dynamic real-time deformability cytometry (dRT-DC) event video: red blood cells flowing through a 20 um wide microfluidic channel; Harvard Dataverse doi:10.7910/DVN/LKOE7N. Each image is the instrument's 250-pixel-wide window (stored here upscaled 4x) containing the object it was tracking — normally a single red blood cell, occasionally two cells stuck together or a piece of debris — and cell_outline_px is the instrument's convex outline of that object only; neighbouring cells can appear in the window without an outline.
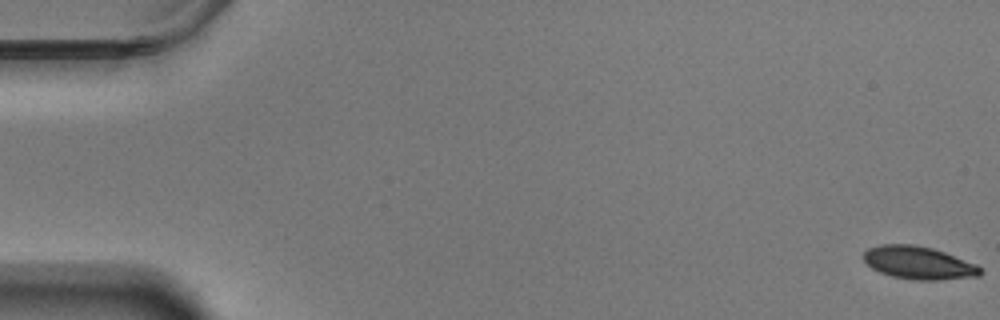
{"species": "Egyptian fruit bat (a non-hibernating species)", "species_latin": "Rousettus aegyptiacus", "temperature_condition": "warm", "stored_images_in_passage": 59, "camera_frame_rate_fps": 3000, "um_per_image_px": 0.085, "animal": {"sex": "male"}, "frame": {"image": 1, "passage_image": 1, "time_ms": 0.0, "image_size_px": [1000, 320], "cell_outline_px": [[984, 272], [980, 276], [940, 280], [912, 280], [892, 276], [880, 272], [872, 268], [864, 260], [864, 252], [868, 248], [880, 244], [916, 244], [932, 248], [944, 252], [976, 264]], "centroid_in_image_um": [78.09, 22.34], "position_along_channel_um": 6.9, "area_um2": 22.43}}
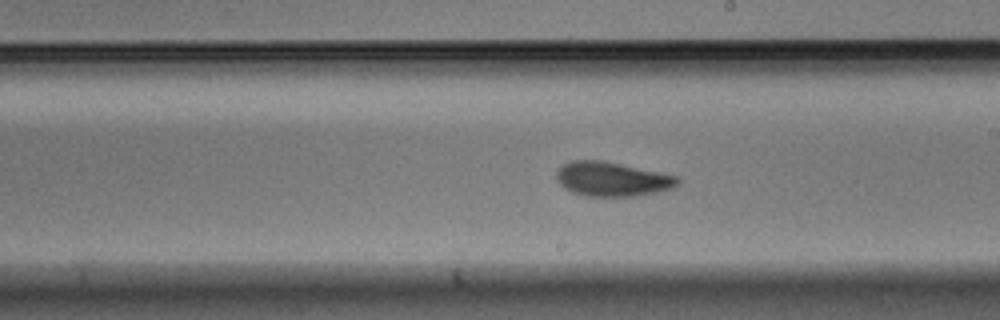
{"frame": {"image": 2, "passage_image": 34, "time_ms": 11.0, "image_size_px": [1000, 320], "cell_outline_px": [[680, 184], [672, 188], [660, 192], [636, 196], [588, 196], [572, 192], [560, 184], [556, 180], [556, 172], [564, 164], [572, 160], [600, 160], [620, 164], [676, 176], [680, 180]], "centroid_in_image_um": [52.03, 15.23], "position_along_channel_um": 237.0, "area_um2": 24.04}}
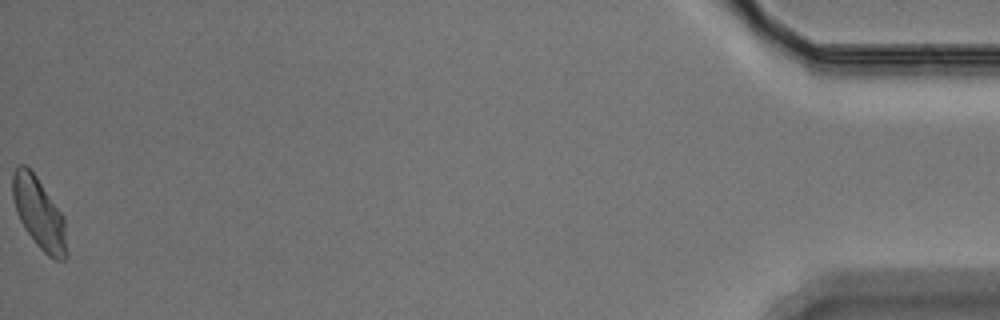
{"frame": {"image": 3, "passage_image": 59, "time_ms": 19.333, "image_size_px": [1000, 320], "cell_outline_px": [[68, 256], [64, 260], [56, 260], [48, 256], [36, 244], [24, 228], [16, 212], [12, 196], [12, 172], [20, 164], [24, 164], [36, 176], [64, 216], [68, 252]], "centroid_in_image_um": [3.33, 18.16], "position_along_channel_um": 431.9, "area_um2": 22.54}, "authors_computed_cell_mechanics": {"area_um2": 23.0622, "velocity_mm_per_s": 3.4917, "shape_relaxation_time_tau1_ms": 3.4634, "shape_relaxation_time_tau2_ms": 3.0786, "deformation_change_tau1": 0.1251, "deformation_change_tau2": 0.0656}}